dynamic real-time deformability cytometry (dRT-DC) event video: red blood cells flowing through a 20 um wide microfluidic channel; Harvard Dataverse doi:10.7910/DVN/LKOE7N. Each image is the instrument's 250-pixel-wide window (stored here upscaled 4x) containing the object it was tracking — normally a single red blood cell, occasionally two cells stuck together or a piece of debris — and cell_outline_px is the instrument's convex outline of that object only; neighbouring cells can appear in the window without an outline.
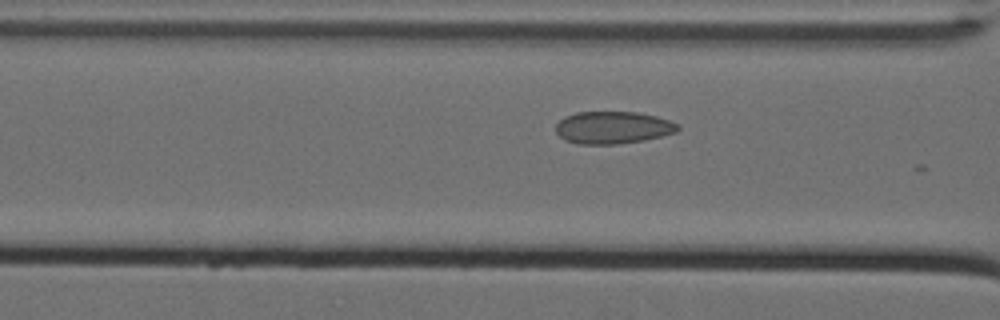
{"species": "Egyptian fruit bat (a non-hibernating species)", "species_latin": "Rousettus aegyptiacus", "temperature_condition": "cold", "stored_images_in_passage": 27, "camera_frame_rate_fps": 3000, "um_per_image_px": 0.085, "animal": {"sex": "female"}, "frame": {"image": 1, "passage_image": 22, "time_ms": 7.0, "image_size_px": [1000, 320], "cell_outline_px": [[680, 128], [676, 132], [644, 140], [616, 144], [580, 144], [564, 140], [556, 132], [556, 124], [564, 116], [576, 112], [636, 112], [656, 116], [680, 124]], "centroid_in_image_um": [52.08, 10.84], "position_along_channel_um": 114.5, "area_um2": 23.0}}
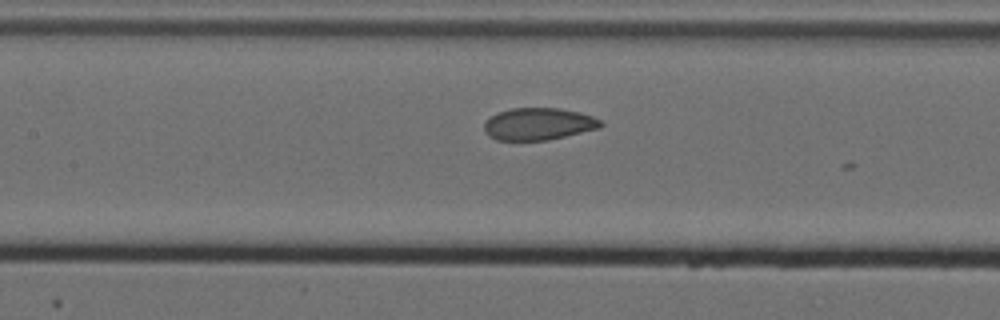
{"frame": {"image": 2, "passage_image": 26, "time_ms": 8.333, "image_size_px": [1000, 320], "cell_outline_px": [[604, 124], [600, 128], [548, 140], [496, 140], [488, 136], [484, 132], [484, 124], [496, 112], [512, 108], [560, 108], [580, 112], [592, 116], [600, 120]], "centroid_in_image_um": [45.77, 10.53], "position_along_channel_um": 161.6, "area_um2": 21.91}}